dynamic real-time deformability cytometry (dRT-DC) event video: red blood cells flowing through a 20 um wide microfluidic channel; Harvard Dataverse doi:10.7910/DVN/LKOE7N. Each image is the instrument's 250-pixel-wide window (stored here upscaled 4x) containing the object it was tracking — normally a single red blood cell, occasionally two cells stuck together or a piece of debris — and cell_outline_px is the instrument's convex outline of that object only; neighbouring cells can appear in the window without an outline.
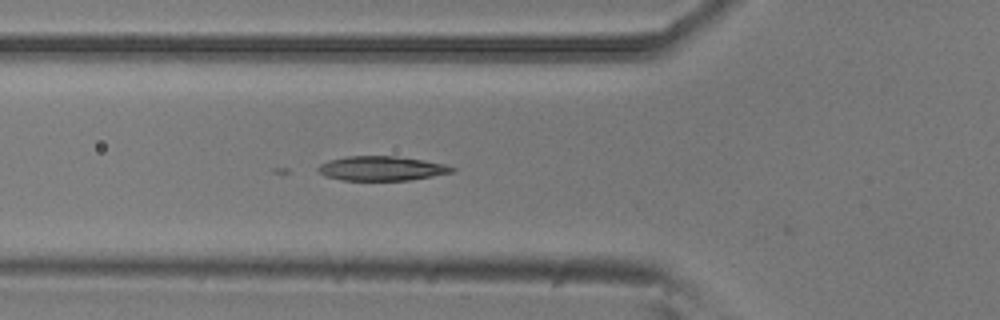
{"species": "common noctule bat (a hibernating species)", "species_latin": "Nyctalus noctula", "temperature_condition": "room temperature", "stored_images_in_passage": 18, "camera_frame_rate_fps": 3000, "um_per_image_px": 0.085, "animal": {"sex": "male", "body_mass_g": 20.5, "forearm_length_mm": 52.5}, "frame": {"image": 1, "passage_image": 17, "time_ms": 5.333, "image_size_px": [1000, 320], "cell_outline_px": [[456, 172], [408, 180], [340, 180], [324, 176], [316, 168], [320, 164], [328, 160], [344, 156], [396, 156], [424, 160], [444, 164], [456, 168]], "centroid_in_image_um": [32.42, 14.31], "position_along_channel_um": 93.4, "area_um2": 19.19}}